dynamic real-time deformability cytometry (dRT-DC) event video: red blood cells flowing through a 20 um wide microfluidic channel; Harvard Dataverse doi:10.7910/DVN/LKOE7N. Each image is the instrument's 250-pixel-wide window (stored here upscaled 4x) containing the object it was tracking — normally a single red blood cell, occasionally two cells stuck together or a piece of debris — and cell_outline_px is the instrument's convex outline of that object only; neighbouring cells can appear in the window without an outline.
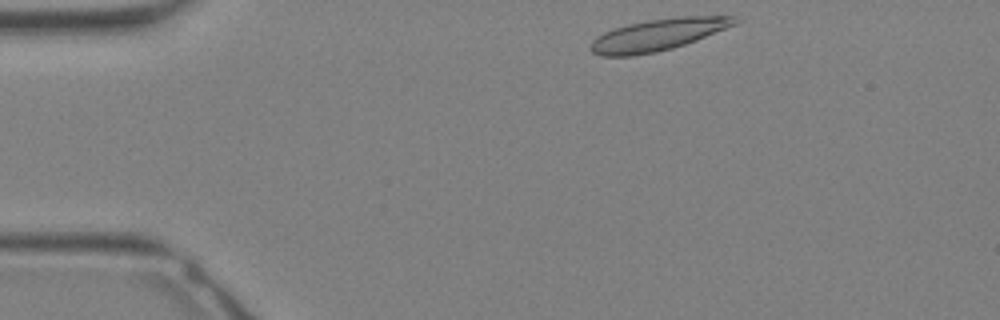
{"species": "Egyptian fruit bat (a non-hibernating species)", "species_latin": "Rousettus aegyptiacus", "temperature_condition": "warm", "stored_images_in_passage": 8, "camera_frame_rate_fps": 3000, "um_per_image_px": 0.085, "animal": {"sex": "female"}, "frame": {"image": 1, "passage_image": 1, "time_ms": 0.0, "image_size_px": [1000, 320], "cell_outline_px": [[740, 20], [736, 24], [696, 40], [672, 48], [656, 52], [632, 56], [600, 56], [592, 52], [588, 48], [592, 40], [596, 36], [604, 32], [628, 24], [648, 20], [676, 16], [736, 16]], "centroid_in_image_um": [55.89, 2.95], "position_along_channel_um": 29.1, "area_um2": 26.7}}
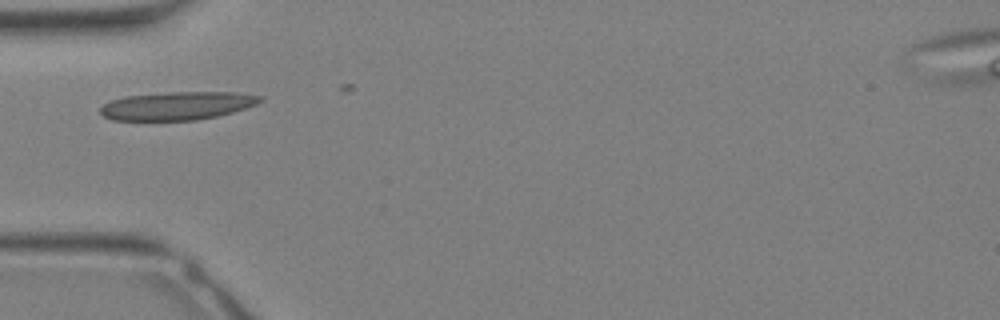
{"frame": {"image": 2, "passage_image": 6, "time_ms": 1.667, "image_size_px": [1000, 320], "cell_outline_px": [[264, 100], [256, 104], [232, 112], [216, 116], [196, 120], [112, 120], [104, 116], [100, 112], [100, 108], [108, 100], [124, 96], [168, 92], [236, 92], [264, 96]], "centroid_in_image_um": [15.05, 8.98], "position_along_channel_um": 69.9, "area_um2": 26.36}}